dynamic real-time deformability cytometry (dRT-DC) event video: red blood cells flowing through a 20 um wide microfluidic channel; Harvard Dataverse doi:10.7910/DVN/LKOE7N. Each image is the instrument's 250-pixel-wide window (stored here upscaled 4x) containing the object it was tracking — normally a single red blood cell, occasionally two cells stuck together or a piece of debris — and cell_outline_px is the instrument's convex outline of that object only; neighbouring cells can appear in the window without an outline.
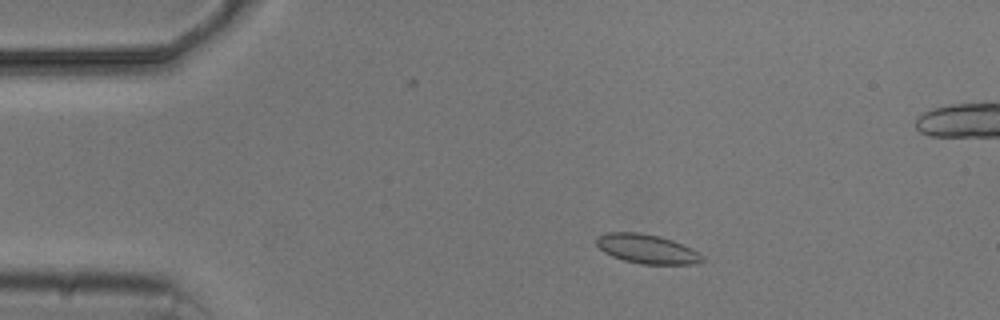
{"species": "common noctule bat (a hibernating species)", "species_latin": "Nyctalus noctula", "temperature_condition": "cold", "stored_images_in_passage": 5, "camera_frame_rate_fps": 3000, "um_per_image_px": 0.085, "animal": {"sex": "male", "body_mass_g": 20.5, "forearm_length_mm": 52.5}, "frame": {"image": 1, "passage_image": 3, "time_ms": 2.333, "image_size_px": [1000, 320], "cell_outline_px": [[704, 260], [692, 264], [640, 264], [624, 260], [612, 256], [604, 252], [596, 244], [596, 236], [608, 232], [640, 232], [660, 236], [672, 240], [692, 248], [704, 256]], "centroid_in_image_um": [54.98, 21.15], "position_along_channel_um": 30.0, "area_um2": 18.09}}